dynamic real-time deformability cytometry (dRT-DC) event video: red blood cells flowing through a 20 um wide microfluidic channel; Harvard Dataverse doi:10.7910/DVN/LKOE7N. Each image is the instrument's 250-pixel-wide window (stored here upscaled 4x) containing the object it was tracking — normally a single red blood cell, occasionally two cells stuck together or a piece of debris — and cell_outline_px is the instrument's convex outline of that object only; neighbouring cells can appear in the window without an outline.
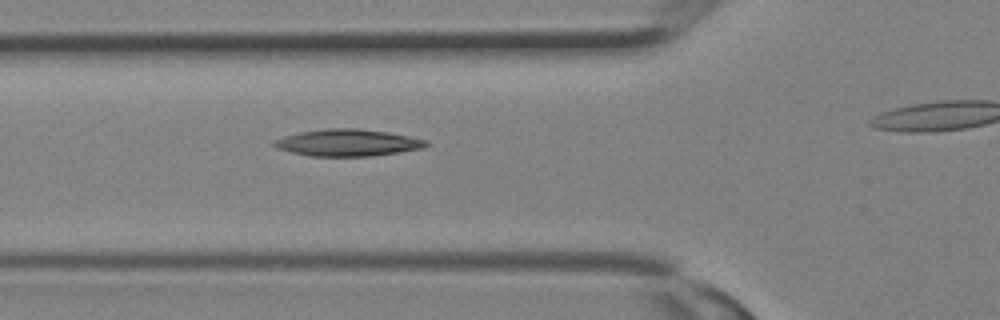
{"species": "Egyptian fruit bat (a non-hibernating species)", "species_latin": "Rousettus aegyptiacus", "temperature_condition": "room temperature", "stored_images_in_passage": 7, "segment_of_instrument_passage": [1, 2], "camera_frame_rate_fps": 3000, "um_per_image_px": 0.085, "animal": {"sex": "female"}, "frame": {"image": 1, "passage_image": 4, "time_ms": 1.0, "image_size_px": [1000, 320], "cell_outline_px": [[432, 144], [424, 148], [400, 152], [372, 156], [308, 156], [292, 152], [280, 148], [272, 144], [276, 140], [284, 136], [300, 132], [324, 128], [356, 128], [388, 132], [428, 140]], "centroid_in_image_um": [29.63, 12.13], "position_along_channel_um": 96.2, "area_um2": 23.81}}
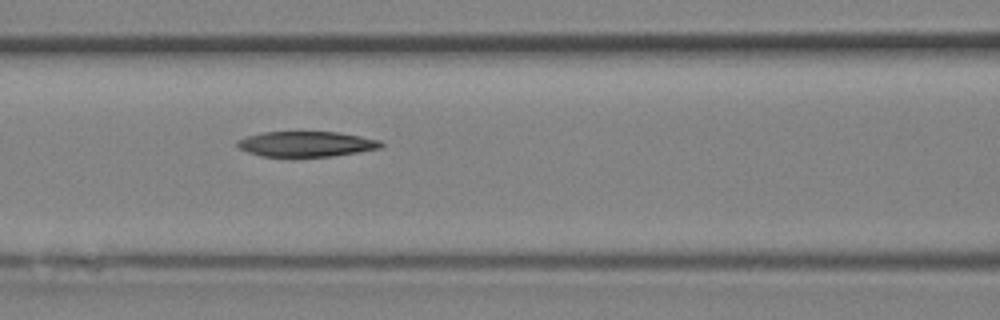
{"frame": {"image": 2, "passage_image": 6, "time_ms": 1.667, "image_size_px": [1000, 320], "cell_outline_px": [[384, 144], [380, 148], [332, 156], [292, 160], [260, 156], [248, 152], [240, 148], [236, 144], [236, 140], [248, 136], [264, 132], [336, 132], [360, 136], [380, 140]], "centroid_in_image_um": [25.97, 12.29], "position_along_channel_um": 140.6, "area_um2": 21.96}}